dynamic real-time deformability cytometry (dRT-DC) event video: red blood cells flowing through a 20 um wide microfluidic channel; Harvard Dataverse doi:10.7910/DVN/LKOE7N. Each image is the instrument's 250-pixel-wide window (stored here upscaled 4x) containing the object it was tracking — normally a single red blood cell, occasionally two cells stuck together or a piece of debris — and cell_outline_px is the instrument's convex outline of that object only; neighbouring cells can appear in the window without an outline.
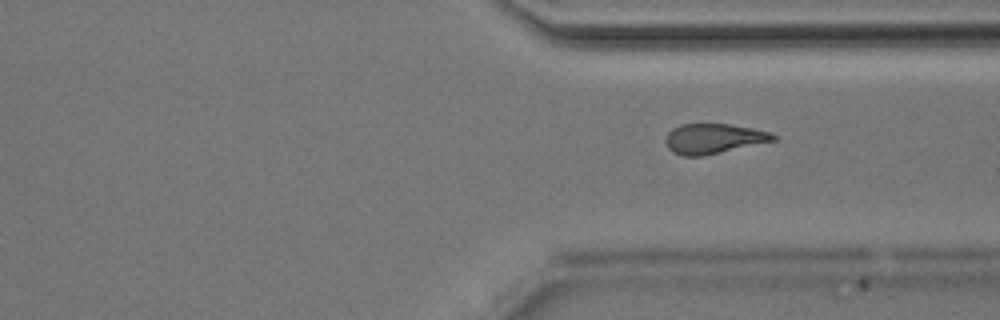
{"species": "Egyptian fruit bat (a non-hibernating species)", "species_latin": "Rousettus aegyptiacus", "temperature_condition": "room temperature", "stored_images_in_passage": 36, "segment_of_instrument_passage": [2, 2], "camera_frame_rate_fps": 3000, "um_per_image_px": 0.085, "animal": {"sex": "male"}, "frame": {"image": 1, "passage_image": 36, "time_ms": 11.667, "image_size_px": [1000, 320], "cell_outline_px": [[776, 140], [704, 156], [684, 156], [672, 152], [668, 148], [664, 140], [668, 132], [672, 128], [680, 124], [728, 124], [752, 128], [772, 132], [776, 136]], "centroid_in_image_um": [60.63, 11.78], "position_along_channel_um": 350.8, "area_um2": 18.9}}